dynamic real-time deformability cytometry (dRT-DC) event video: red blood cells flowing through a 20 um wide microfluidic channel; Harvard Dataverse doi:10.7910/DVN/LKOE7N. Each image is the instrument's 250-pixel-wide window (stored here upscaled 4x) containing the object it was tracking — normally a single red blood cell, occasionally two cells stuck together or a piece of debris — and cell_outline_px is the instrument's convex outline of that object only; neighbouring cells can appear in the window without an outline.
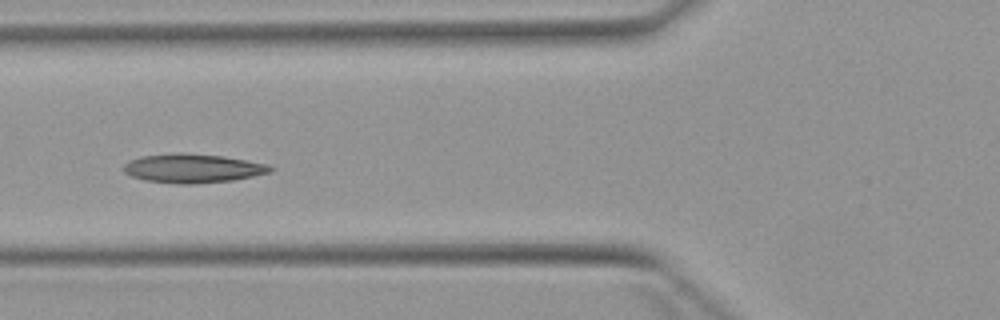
{"species": "Egyptian fruit bat (a non-hibernating species)", "species_latin": "Rousettus aegyptiacus", "temperature_condition": "warm", "stored_images_in_passage": 6, "camera_frame_rate_fps": 3000, "um_per_image_px": 0.085, "animal": {"sex": "female"}, "frame": {"image": 1, "passage_image": 6, "time_ms": 6.0, "image_size_px": [1000, 320], "cell_outline_px": [[276, 168], [272, 172], [232, 180], [192, 184], [180, 184], [144, 180], [132, 176], [124, 172], [120, 168], [128, 160], [140, 156], [180, 152], [224, 156], [268, 164]], "centroid_in_image_um": [16.36, 14.3], "position_along_channel_um": 109.4, "area_um2": 24.97}}